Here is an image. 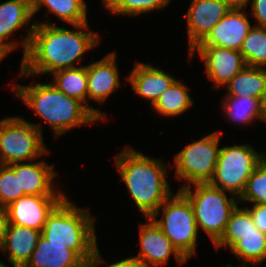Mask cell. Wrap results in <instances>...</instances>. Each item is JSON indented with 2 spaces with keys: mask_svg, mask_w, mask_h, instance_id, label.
I'll list each match as a JSON object with an SVG mask.
<instances>
[{
  "mask_svg": "<svg viewBox=\"0 0 266 267\" xmlns=\"http://www.w3.org/2000/svg\"><path fill=\"white\" fill-rule=\"evenodd\" d=\"M88 25V22L72 25L77 29L75 31L44 21L32 24L20 42L23 59L19 77L51 75L62 69L77 67L75 63L81 62L84 53L100 42L97 33L87 32Z\"/></svg>",
  "mask_w": 266,
  "mask_h": 267,
  "instance_id": "cell-1",
  "label": "cell"
},
{
  "mask_svg": "<svg viewBox=\"0 0 266 267\" xmlns=\"http://www.w3.org/2000/svg\"><path fill=\"white\" fill-rule=\"evenodd\" d=\"M114 159L137 208L145 217H151L173 194L166 179L169 165L130 147L124 148Z\"/></svg>",
  "mask_w": 266,
  "mask_h": 267,
  "instance_id": "cell-2",
  "label": "cell"
},
{
  "mask_svg": "<svg viewBox=\"0 0 266 267\" xmlns=\"http://www.w3.org/2000/svg\"><path fill=\"white\" fill-rule=\"evenodd\" d=\"M94 223L87 208H79L66 196L48 215L41 235L51 245H66L74 250L86 267H97L105 260L98 249Z\"/></svg>",
  "mask_w": 266,
  "mask_h": 267,
  "instance_id": "cell-3",
  "label": "cell"
},
{
  "mask_svg": "<svg viewBox=\"0 0 266 267\" xmlns=\"http://www.w3.org/2000/svg\"><path fill=\"white\" fill-rule=\"evenodd\" d=\"M12 92L53 129L56 137L66 131L93 124L99 119L80 101L65 95L52 83L12 86Z\"/></svg>",
  "mask_w": 266,
  "mask_h": 267,
  "instance_id": "cell-4",
  "label": "cell"
},
{
  "mask_svg": "<svg viewBox=\"0 0 266 267\" xmlns=\"http://www.w3.org/2000/svg\"><path fill=\"white\" fill-rule=\"evenodd\" d=\"M178 189L191 203L197 228L203 229L215 245L223 236L231 212L237 207L238 198L227 197L225 191L210 183L193 184Z\"/></svg>",
  "mask_w": 266,
  "mask_h": 267,
  "instance_id": "cell-5",
  "label": "cell"
},
{
  "mask_svg": "<svg viewBox=\"0 0 266 267\" xmlns=\"http://www.w3.org/2000/svg\"><path fill=\"white\" fill-rule=\"evenodd\" d=\"M162 208V218L157 220ZM171 243L188 260L196 254L198 228L190 201L180 192L172 194L151 216Z\"/></svg>",
  "mask_w": 266,
  "mask_h": 267,
  "instance_id": "cell-6",
  "label": "cell"
},
{
  "mask_svg": "<svg viewBox=\"0 0 266 267\" xmlns=\"http://www.w3.org/2000/svg\"><path fill=\"white\" fill-rule=\"evenodd\" d=\"M41 124H33L22 117L0 120V152L6 165L30 162L49 150L44 144Z\"/></svg>",
  "mask_w": 266,
  "mask_h": 267,
  "instance_id": "cell-7",
  "label": "cell"
},
{
  "mask_svg": "<svg viewBox=\"0 0 266 267\" xmlns=\"http://www.w3.org/2000/svg\"><path fill=\"white\" fill-rule=\"evenodd\" d=\"M264 157V152L259 154L247 143L222 147L210 184L239 198L247 180Z\"/></svg>",
  "mask_w": 266,
  "mask_h": 267,
  "instance_id": "cell-8",
  "label": "cell"
},
{
  "mask_svg": "<svg viewBox=\"0 0 266 267\" xmlns=\"http://www.w3.org/2000/svg\"><path fill=\"white\" fill-rule=\"evenodd\" d=\"M219 140L220 133L214 131L200 140L189 143L175 155L176 179L186 181L180 189L190 184L210 183L220 150Z\"/></svg>",
  "mask_w": 266,
  "mask_h": 267,
  "instance_id": "cell-9",
  "label": "cell"
},
{
  "mask_svg": "<svg viewBox=\"0 0 266 267\" xmlns=\"http://www.w3.org/2000/svg\"><path fill=\"white\" fill-rule=\"evenodd\" d=\"M146 219L150 222L140 225L139 253L131 258L141 267L162 266L167 263L171 254L175 256L179 265L187 262L188 260L171 243L153 219L151 217H146Z\"/></svg>",
  "mask_w": 266,
  "mask_h": 267,
  "instance_id": "cell-10",
  "label": "cell"
},
{
  "mask_svg": "<svg viewBox=\"0 0 266 267\" xmlns=\"http://www.w3.org/2000/svg\"><path fill=\"white\" fill-rule=\"evenodd\" d=\"M198 52L204 61L207 78L214 82V88L226 86L245 66V60L238 50L216 46H195L189 57Z\"/></svg>",
  "mask_w": 266,
  "mask_h": 267,
  "instance_id": "cell-11",
  "label": "cell"
},
{
  "mask_svg": "<svg viewBox=\"0 0 266 267\" xmlns=\"http://www.w3.org/2000/svg\"><path fill=\"white\" fill-rule=\"evenodd\" d=\"M66 195H25L6 207L9 224L42 232L48 215Z\"/></svg>",
  "mask_w": 266,
  "mask_h": 267,
  "instance_id": "cell-12",
  "label": "cell"
},
{
  "mask_svg": "<svg viewBox=\"0 0 266 267\" xmlns=\"http://www.w3.org/2000/svg\"><path fill=\"white\" fill-rule=\"evenodd\" d=\"M244 12L243 9H230L196 46H216L240 51L252 28Z\"/></svg>",
  "mask_w": 266,
  "mask_h": 267,
  "instance_id": "cell-13",
  "label": "cell"
},
{
  "mask_svg": "<svg viewBox=\"0 0 266 267\" xmlns=\"http://www.w3.org/2000/svg\"><path fill=\"white\" fill-rule=\"evenodd\" d=\"M220 0H192L187 13L188 46L190 52L228 12Z\"/></svg>",
  "mask_w": 266,
  "mask_h": 267,
  "instance_id": "cell-14",
  "label": "cell"
},
{
  "mask_svg": "<svg viewBox=\"0 0 266 267\" xmlns=\"http://www.w3.org/2000/svg\"><path fill=\"white\" fill-rule=\"evenodd\" d=\"M116 52L87 65L88 99L102 105L115 89L121 87Z\"/></svg>",
  "mask_w": 266,
  "mask_h": 267,
  "instance_id": "cell-15",
  "label": "cell"
},
{
  "mask_svg": "<svg viewBox=\"0 0 266 267\" xmlns=\"http://www.w3.org/2000/svg\"><path fill=\"white\" fill-rule=\"evenodd\" d=\"M15 173H19L20 191L26 195H64L56 190L53 179L58 175L53 165L44 161L14 163L8 165ZM54 185V186H53Z\"/></svg>",
  "mask_w": 266,
  "mask_h": 267,
  "instance_id": "cell-16",
  "label": "cell"
},
{
  "mask_svg": "<svg viewBox=\"0 0 266 267\" xmlns=\"http://www.w3.org/2000/svg\"><path fill=\"white\" fill-rule=\"evenodd\" d=\"M134 65L127 80L131 84L132 90L146 98L151 106L176 81L174 76L150 64L137 62Z\"/></svg>",
  "mask_w": 266,
  "mask_h": 267,
  "instance_id": "cell-17",
  "label": "cell"
},
{
  "mask_svg": "<svg viewBox=\"0 0 266 267\" xmlns=\"http://www.w3.org/2000/svg\"><path fill=\"white\" fill-rule=\"evenodd\" d=\"M41 231L25 226L8 224L1 251L8 253L12 266L24 267L30 260Z\"/></svg>",
  "mask_w": 266,
  "mask_h": 267,
  "instance_id": "cell-18",
  "label": "cell"
},
{
  "mask_svg": "<svg viewBox=\"0 0 266 267\" xmlns=\"http://www.w3.org/2000/svg\"><path fill=\"white\" fill-rule=\"evenodd\" d=\"M32 0H9L0 4V44L10 52L18 42L6 41L33 18Z\"/></svg>",
  "mask_w": 266,
  "mask_h": 267,
  "instance_id": "cell-19",
  "label": "cell"
},
{
  "mask_svg": "<svg viewBox=\"0 0 266 267\" xmlns=\"http://www.w3.org/2000/svg\"><path fill=\"white\" fill-rule=\"evenodd\" d=\"M24 267H86V262L66 245H51L41 235Z\"/></svg>",
  "mask_w": 266,
  "mask_h": 267,
  "instance_id": "cell-20",
  "label": "cell"
},
{
  "mask_svg": "<svg viewBox=\"0 0 266 267\" xmlns=\"http://www.w3.org/2000/svg\"><path fill=\"white\" fill-rule=\"evenodd\" d=\"M54 82L52 83L59 91L65 95L75 98L82 102L99 120L105 118V112L99 109L89 107L88 103V83H87V65L78 66L69 69H62L54 72Z\"/></svg>",
  "mask_w": 266,
  "mask_h": 267,
  "instance_id": "cell-21",
  "label": "cell"
},
{
  "mask_svg": "<svg viewBox=\"0 0 266 267\" xmlns=\"http://www.w3.org/2000/svg\"><path fill=\"white\" fill-rule=\"evenodd\" d=\"M226 96L258 98L266 91V68L245 66L226 86Z\"/></svg>",
  "mask_w": 266,
  "mask_h": 267,
  "instance_id": "cell-22",
  "label": "cell"
},
{
  "mask_svg": "<svg viewBox=\"0 0 266 267\" xmlns=\"http://www.w3.org/2000/svg\"><path fill=\"white\" fill-rule=\"evenodd\" d=\"M188 90L187 85L176 80L152 105L153 109L164 117L183 114L193 105Z\"/></svg>",
  "mask_w": 266,
  "mask_h": 267,
  "instance_id": "cell-23",
  "label": "cell"
},
{
  "mask_svg": "<svg viewBox=\"0 0 266 267\" xmlns=\"http://www.w3.org/2000/svg\"><path fill=\"white\" fill-rule=\"evenodd\" d=\"M86 3L84 0H32L33 15L45 6L67 24H83L88 22Z\"/></svg>",
  "mask_w": 266,
  "mask_h": 267,
  "instance_id": "cell-24",
  "label": "cell"
},
{
  "mask_svg": "<svg viewBox=\"0 0 266 267\" xmlns=\"http://www.w3.org/2000/svg\"><path fill=\"white\" fill-rule=\"evenodd\" d=\"M230 252L240 260L239 266L256 267L266 260V234L256 229V233L243 236Z\"/></svg>",
  "mask_w": 266,
  "mask_h": 267,
  "instance_id": "cell-25",
  "label": "cell"
},
{
  "mask_svg": "<svg viewBox=\"0 0 266 267\" xmlns=\"http://www.w3.org/2000/svg\"><path fill=\"white\" fill-rule=\"evenodd\" d=\"M256 226L253 223L249 211L237 207L231 212L226 230L221 239L214 245L216 249L225 246L232 249L243 236L249 233H256Z\"/></svg>",
  "mask_w": 266,
  "mask_h": 267,
  "instance_id": "cell-26",
  "label": "cell"
},
{
  "mask_svg": "<svg viewBox=\"0 0 266 267\" xmlns=\"http://www.w3.org/2000/svg\"><path fill=\"white\" fill-rule=\"evenodd\" d=\"M224 100V101H223ZM222 100V109L225 115L234 122L250 124L260 119L258 98L242 96H225Z\"/></svg>",
  "mask_w": 266,
  "mask_h": 267,
  "instance_id": "cell-27",
  "label": "cell"
},
{
  "mask_svg": "<svg viewBox=\"0 0 266 267\" xmlns=\"http://www.w3.org/2000/svg\"><path fill=\"white\" fill-rule=\"evenodd\" d=\"M240 52L246 66L265 68L266 66V28L252 26L245 37Z\"/></svg>",
  "mask_w": 266,
  "mask_h": 267,
  "instance_id": "cell-28",
  "label": "cell"
},
{
  "mask_svg": "<svg viewBox=\"0 0 266 267\" xmlns=\"http://www.w3.org/2000/svg\"><path fill=\"white\" fill-rule=\"evenodd\" d=\"M171 0H103L104 6L108 11L117 15L138 16L162 9Z\"/></svg>",
  "mask_w": 266,
  "mask_h": 267,
  "instance_id": "cell-29",
  "label": "cell"
},
{
  "mask_svg": "<svg viewBox=\"0 0 266 267\" xmlns=\"http://www.w3.org/2000/svg\"><path fill=\"white\" fill-rule=\"evenodd\" d=\"M238 201L266 204V156L247 180L245 189Z\"/></svg>",
  "mask_w": 266,
  "mask_h": 267,
  "instance_id": "cell-30",
  "label": "cell"
},
{
  "mask_svg": "<svg viewBox=\"0 0 266 267\" xmlns=\"http://www.w3.org/2000/svg\"><path fill=\"white\" fill-rule=\"evenodd\" d=\"M25 195L24 191H20L19 173L5 165L0 170V206L7 207Z\"/></svg>",
  "mask_w": 266,
  "mask_h": 267,
  "instance_id": "cell-31",
  "label": "cell"
},
{
  "mask_svg": "<svg viewBox=\"0 0 266 267\" xmlns=\"http://www.w3.org/2000/svg\"><path fill=\"white\" fill-rule=\"evenodd\" d=\"M253 220L254 225L262 233L266 234V204H253L251 208H246Z\"/></svg>",
  "mask_w": 266,
  "mask_h": 267,
  "instance_id": "cell-32",
  "label": "cell"
},
{
  "mask_svg": "<svg viewBox=\"0 0 266 267\" xmlns=\"http://www.w3.org/2000/svg\"><path fill=\"white\" fill-rule=\"evenodd\" d=\"M251 14L257 21L254 26L266 28V0H250Z\"/></svg>",
  "mask_w": 266,
  "mask_h": 267,
  "instance_id": "cell-33",
  "label": "cell"
},
{
  "mask_svg": "<svg viewBox=\"0 0 266 267\" xmlns=\"http://www.w3.org/2000/svg\"><path fill=\"white\" fill-rule=\"evenodd\" d=\"M8 224L9 221L6 207L0 206V249L4 243Z\"/></svg>",
  "mask_w": 266,
  "mask_h": 267,
  "instance_id": "cell-34",
  "label": "cell"
},
{
  "mask_svg": "<svg viewBox=\"0 0 266 267\" xmlns=\"http://www.w3.org/2000/svg\"><path fill=\"white\" fill-rule=\"evenodd\" d=\"M106 267H141V265L130 257L124 260L122 259L119 262L106 265Z\"/></svg>",
  "mask_w": 266,
  "mask_h": 267,
  "instance_id": "cell-35",
  "label": "cell"
},
{
  "mask_svg": "<svg viewBox=\"0 0 266 267\" xmlns=\"http://www.w3.org/2000/svg\"><path fill=\"white\" fill-rule=\"evenodd\" d=\"M228 5L230 9H244L250 0H220Z\"/></svg>",
  "mask_w": 266,
  "mask_h": 267,
  "instance_id": "cell-36",
  "label": "cell"
},
{
  "mask_svg": "<svg viewBox=\"0 0 266 267\" xmlns=\"http://www.w3.org/2000/svg\"><path fill=\"white\" fill-rule=\"evenodd\" d=\"M259 115H260V120H263L266 122V91L262 94L259 100Z\"/></svg>",
  "mask_w": 266,
  "mask_h": 267,
  "instance_id": "cell-37",
  "label": "cell"
},
{
  "mask_svg": "<svg viewBox=\"0 0 266 267\" xmlns=\"http://www.w3.org/2000/svg\"><path fill=\"white\" fill-rule=\"evenodd\" d=\"M9 52L10 51L6 47L0 44V62L4 59V57H6Z\"/></svg>",
  "mask_w": 266,
  "mask_h": 267,
  "instance_id": "cell-38",
  "label": "cell"
},
{
  "mask_svg": "<svg viewBox=\"0 0 266 267\" xmlns=\"http://www.w3.org/2000/svg\"><path fill=\"white\" fill-rule=\"evenodd\" d=\"M6 164L4 163L2 156H1V152H0V170L5 166Z\"/></svg>",
  "mask_w": 266,
  "mask_h": 267,
  "instance_id": "cell-39",
  "label": "cell"
},
{
  "mask_svg": "<svg viewBox=\"0 0 266 267\" xmlns=\"http://www.w3.org/2000/svg\"><path fill=\"white\" fill-rule=\"evenodd\" d=\"M0 267H9V266L5 265L2 261H0ZM13 267H16V266H13Z\"/></svg>",
  "mask_w": 266,
  "mask_h": 267,
  "instance_id": "cell-40",
  "label": "cell"
},
{
  "mask_svg": "<svg viewBox=\"0 0 266 267\" xmlns=\"http://www.w3.org/2000/svg\"><path fill=\"white\" fill-rule=\"evenodd\" d=\"M225 267H233V266H231L230 264H227ZM235 267H246V266H235Z\"/></svg>",
  "mask_w": 266,
  "mask_h": 267,
  "instance_id": "cell-41",
  "label": "cell"
}]
</instances>
